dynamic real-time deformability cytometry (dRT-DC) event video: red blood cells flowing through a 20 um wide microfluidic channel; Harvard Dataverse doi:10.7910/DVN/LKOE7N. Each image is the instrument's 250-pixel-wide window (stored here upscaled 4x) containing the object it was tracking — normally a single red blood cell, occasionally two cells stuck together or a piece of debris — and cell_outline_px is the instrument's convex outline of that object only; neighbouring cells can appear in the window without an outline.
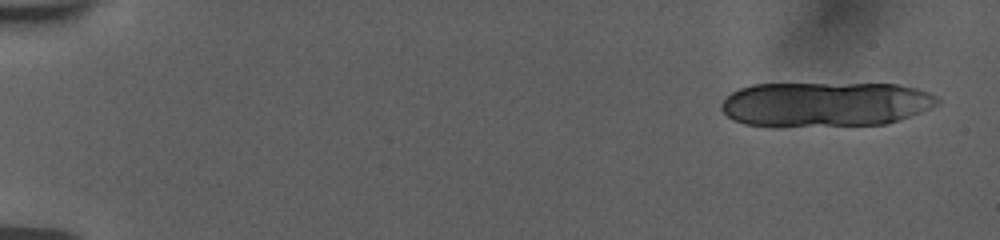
{"species": "human", "species_latin": "Homo sapiens", "temperature_condition": "room temperature", "stored_images_in_passage": 11, "segment_of_instrument_passage": [1, 2], "camera_frame_rate_fps": 3000, "um_per_image_px": 0.085, "donor": {"sex": "female"}, "frame": {"image": 1, "passage_image": 1, "time_ms": 0.0, "image_size_px": [1000, 240], "cell_outline_px": [[940, 104], [924, 112], [888, 124], [772, 128], [744, 124], [732, 120], [720, 108], [720, 104], [732, 92], [740, 88], [752, 84], [896, 84], [916, 88], [928, 92], [936, 96], [940, 100]], "centroid_in_image_um": [70.15, 8.89], "position_along_channel_um": 14.8, "area_um2": 57.68}}